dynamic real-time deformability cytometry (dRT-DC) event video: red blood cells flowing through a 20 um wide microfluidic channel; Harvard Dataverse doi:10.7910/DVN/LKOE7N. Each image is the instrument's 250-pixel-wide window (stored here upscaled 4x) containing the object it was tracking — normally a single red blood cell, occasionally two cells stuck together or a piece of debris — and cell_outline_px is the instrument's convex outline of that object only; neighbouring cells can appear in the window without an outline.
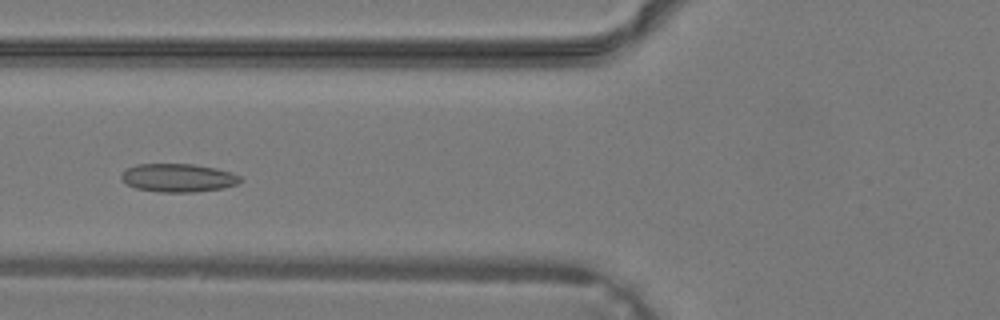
{"species": "common noctule bat (a hibernating species)", "species_latin": "Nyctalus noctula", "temperature_condition": "warm", "stored_images_in_passage": 29, "camera_frame_rate_fps": 3000, "um_per_image_px": 0.085, "animal": {"sex": "male", "body_mass_g": 19.2, "forearm_length_mm": 51.8}, "frame": {"image": 1, "passage_image": 6, "time_ms": 1.667, "image_size_px": [1000, 320], "cell_outline_px": [[240, 180], [236, 184], [224, 188], [192, 192], [160, 192], [136, 188], [128, 184], [120, 176], [128, 168], [136, 164], [192, 164], [216, 168], [232, 172], [240, 176]], "centroid_in_image_um": [15.16, 15.11], "position_along_channel_um": 110.6, "area_um2": 19.42}}
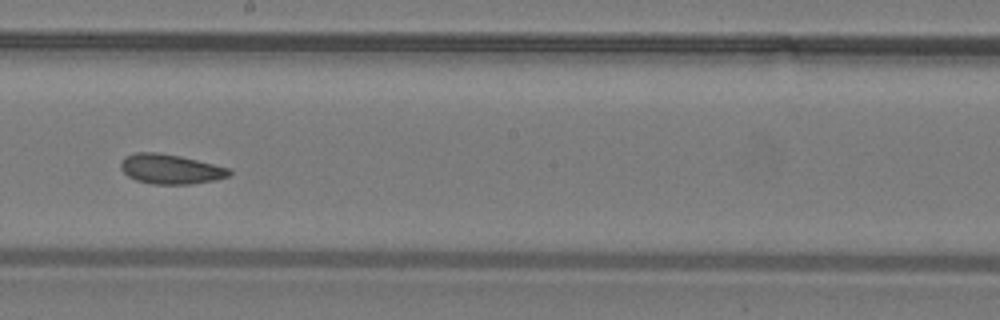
{"frame": {"image": 2, "passage_image": 13, "time_ms": 4.0, "image_size_px": [1000, 320], "cell_outline_px": [[232, 172], [228, 176], [216, 180], [192, 184], [152, 184], [136, 180], [128, 176], [120, 168], [120, 160], [124, 156], [136, 152], [156, 152], [180, 156], [228, 168]], "centroid_in_image_um": [14.44, 14.37], "position_along_channel_um": 233.8, "area_um2": 18.79}}
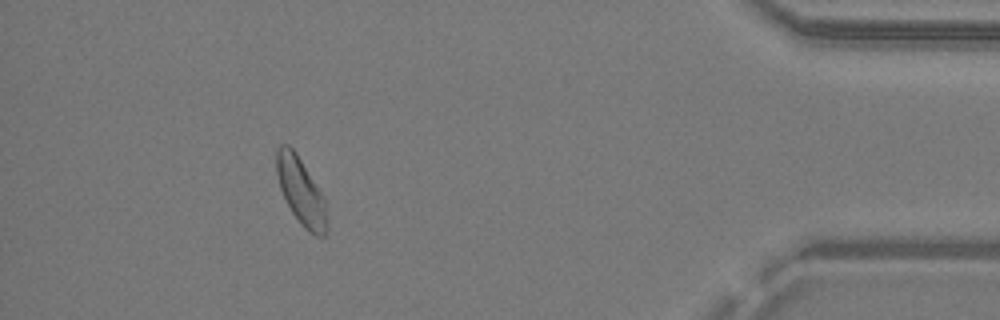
{"frame": {"image": 3, "passage_image": 26, "time_ms": 8.333, "image_size_px": [1000, 320], "cell_outline_px": [[328, 228], [324, 236], [316, 236], [308, 232], [304, 228], [292, 212], [280, 188], [276, 172], [276, 148], [280, 144], [288, 144], [296, 152], [320, 192], [324, 200], [328, 220]], "centroid_in_image_um": [25.57, 16.27], "position_along_channel_um": 409.6, "area_um2": 19.48}}